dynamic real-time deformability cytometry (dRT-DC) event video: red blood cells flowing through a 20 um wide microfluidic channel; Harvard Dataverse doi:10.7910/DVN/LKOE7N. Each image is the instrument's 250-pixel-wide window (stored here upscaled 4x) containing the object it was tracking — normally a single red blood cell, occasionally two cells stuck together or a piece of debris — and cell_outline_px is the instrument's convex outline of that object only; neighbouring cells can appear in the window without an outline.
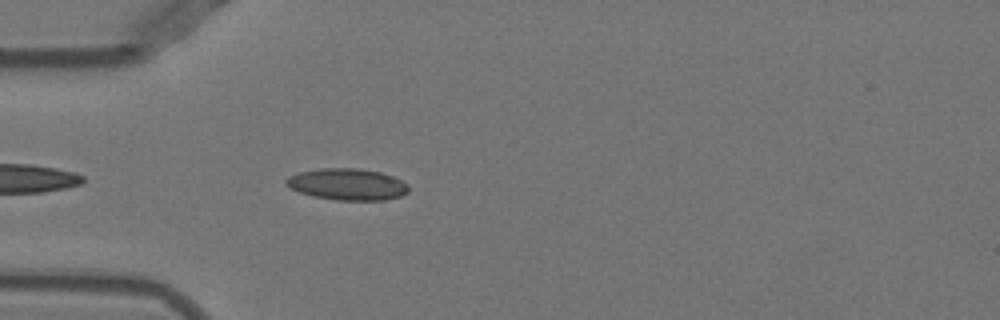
{"species": "Egyptian fruit bat (a non-hibernating species)", "species_latin": "Rousettus aegyptiacus", "temperature_condition": "warm", "stored_images_in_passage": 31, "camera_frame_rate_fps": 3000, "um_per_image_px": 0.085, "animal": {"sex": "female"}, "frame": {"image": 1, "passage_image": 3, "time_ms": 0.667, "image_size_px": [1000, 320], "cell_outline_px": [[408, 192], [400, 196], [384, 200], [336, 200], [312, 196], [300, 192], [292, 188], [284, 180], [288, 176], [300, 172], [320, 168], [356, 168], [380, 172], [392, 176], [408, 184]], "centroid_in_image_um": [29.53, 15.66], "position_along_channel_um": 55.5, "area_um2": 22.37}}
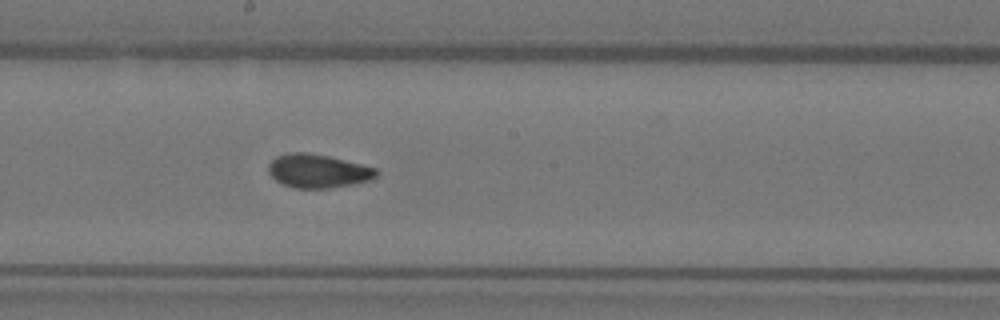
{"frame": {"image": 2, "passage_image": 16, "time_ms": 5.0, "image_size_px": [1000, 320], "cell_outline_px": [[380, 172], [372, 180], [352, 184], [328, 188], [292, 188], [276, 180], [268, 172], [268, 164], [276, 156], [288, 152], [308, 152], [328, 156], [376, 168]], "centroid_in_image_um": [27.02, 14.53], "position_along_channel_um": 221.2, "area_um2": 21.15}}
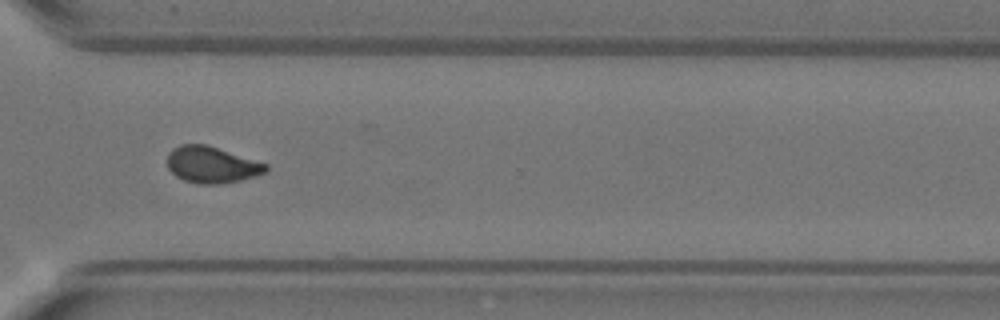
{"frame": {"image": 3, "passage_image": 26, "time_ms": 8.333, "image_size_px": [1000, 320], "cell_outline_px": [[268, 172], [240, 180], [220, 184], [200, 184], [184, 180], [176, 176], [168, 168], [168, 152], [172, 148], [180, 144], [208, 144], [268, 164]], "centroid_in_image_um": [18.0, 13.99], "position_along_channel_um": 352.6, "area_um2": 21.1}, "authors_computed_cell_mechanics": {"area_um2": 21.1548, "velocity_mm_per_s": 3.9504, "shape_relaxation_time_tau1_ms": null, "shape_relaxation_time_tau2_ms": 1.4143, "deformation_change_tau1": null, "deformation_change_tau2": 0.0609}}